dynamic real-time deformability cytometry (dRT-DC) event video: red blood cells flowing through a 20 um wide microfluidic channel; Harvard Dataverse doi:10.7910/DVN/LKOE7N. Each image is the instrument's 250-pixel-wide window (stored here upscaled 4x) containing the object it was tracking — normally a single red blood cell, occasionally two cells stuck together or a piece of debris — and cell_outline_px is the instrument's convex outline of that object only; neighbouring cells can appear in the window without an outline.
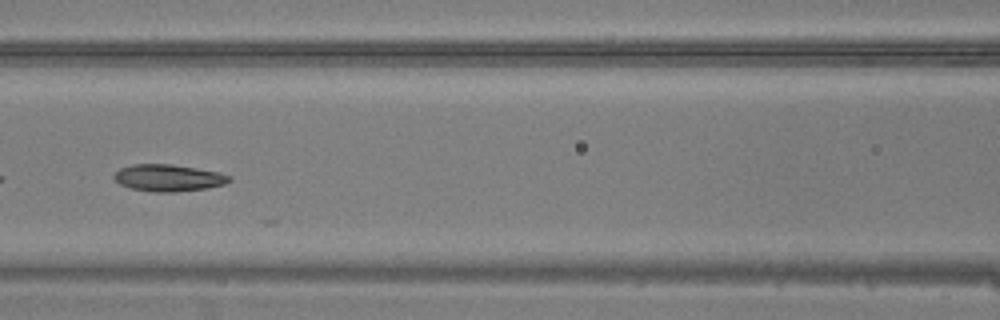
{"species": "common noctule bat (a hibernating species)", "species_latin": "Nyctalus noctula", "temperature_condition": "warm", "stored_images_in_passage": 30, "camera_frame_rate_fps": 3000, "um_per_image_px": 0.085, "animal": {"sex": "male", "body_mass_g": 20.5, "forearm_length_mm": 52.5}, "frame": {"image": 1, "passage_image": 22, "time_ms": 7.0, "image_size_px": [1000, 320], "cell_outline_px": [[232, 180], [224, 184], [208, 188], [176, 192], [152, 192], [132, 188], [120, 184], [112, 176], [120, 168], [132, 164], [172, 164], [220, 172], [232, 176]], "centroid_in_image_um": [14.34, 15.12], "position_along_channel_um": 152.3, "area_um2": 18.15}}